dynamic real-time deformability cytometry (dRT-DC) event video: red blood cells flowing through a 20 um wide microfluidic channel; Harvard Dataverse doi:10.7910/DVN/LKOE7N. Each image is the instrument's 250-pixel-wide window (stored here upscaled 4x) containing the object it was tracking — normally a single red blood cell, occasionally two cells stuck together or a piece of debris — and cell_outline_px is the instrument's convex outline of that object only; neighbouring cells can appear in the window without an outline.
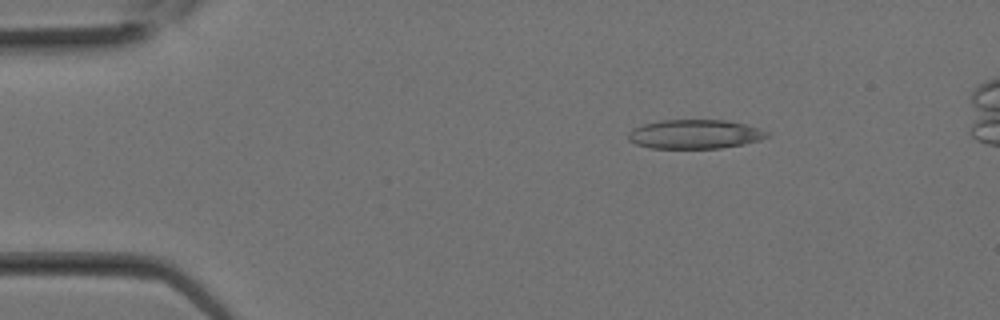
{"species": "Egyptian fruit bat (a non-hibernating species)", "species_latin": "Rousettus aegyptiacus", "temperature_condition": "room temperature", "stored_images_in_passage": 9, "camera_frame_rate_fps": 3000, "um_per_image_px": 0.085, "animal": {"sex": "female"}, "frame": {"image": 1, "passage_image": 4, "time_ms": 1.0, "image_size_px": [1000, 320], "cell_outline_px": [[772, 136], [760, 140], [744, 144], [720, 148], [652, 148], [636, 144], [628, 140], [628, 132], [632, 128], [644, 124], [660, 120], [724, 120], [744, 124], [760, 128], [768, 132]], "centroid_in_image_um": [59.08, 11.4], "position_along_channel_um": 25.9, "area_um2": 23.64}}